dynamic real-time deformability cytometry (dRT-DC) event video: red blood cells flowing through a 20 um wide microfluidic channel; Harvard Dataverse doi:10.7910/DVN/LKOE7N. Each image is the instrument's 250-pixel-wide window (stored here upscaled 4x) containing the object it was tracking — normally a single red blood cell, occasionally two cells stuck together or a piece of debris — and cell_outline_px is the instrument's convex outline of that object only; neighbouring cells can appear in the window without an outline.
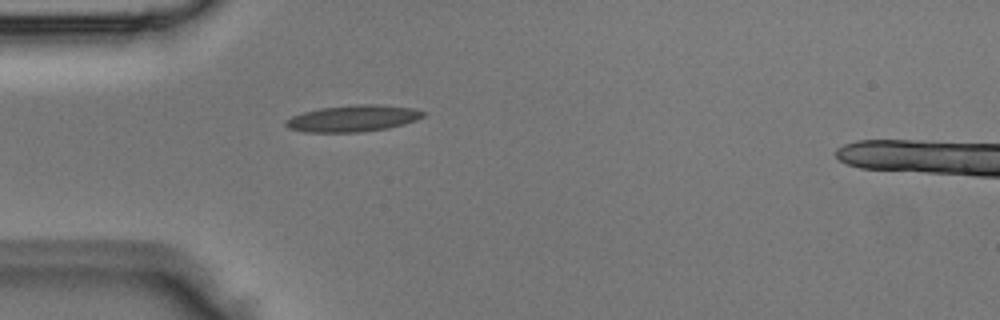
{"species": "Egyptian fruit bat (a non-hibernating species)", "species_latin": "Rousettus aegyptiacus", "temperature_condition": "room temperature", "stored_images_in_passage": 1, "camera_frame_rate_fps": 3000, "um_per_image_px": 0.085, "animal": {"sex": "male"}, "frame": {"image": 1, "passage_image": 1, "time_ms": 0.0, "image_size_px": [1000, 320], "cell_outline_px": [[424, 116], [416, 120], [404, 124], [388, 128], [360, 132], [304, 132], [288, 128], [284, 124], [284, 120], [292, 116], [304, 112], [320, 108], [356, 104], [376, 104], [412, 108], [424, 112]], "centroid_in_image_um": [29.97, 10.07], "position_along_channel_um": 55.0, "area_um2": 21.21}}